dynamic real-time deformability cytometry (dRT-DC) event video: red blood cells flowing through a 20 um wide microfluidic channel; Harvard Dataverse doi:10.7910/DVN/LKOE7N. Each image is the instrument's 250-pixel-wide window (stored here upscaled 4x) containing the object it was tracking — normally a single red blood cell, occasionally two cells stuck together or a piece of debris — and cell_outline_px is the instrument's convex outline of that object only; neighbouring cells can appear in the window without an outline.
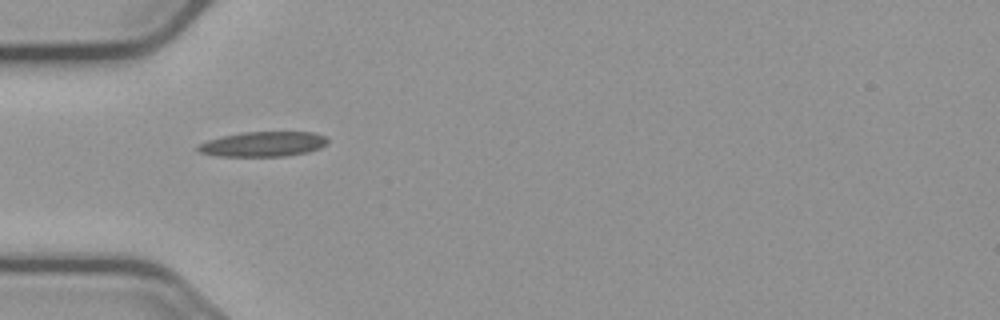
{"species": "common noctule bat (a hibernating species)", "species_latin": "Nyctalus noctula", "temperature_condition": "cold", "stored_images_in_passage": 34, "camera_frame_rate_fps": 3000, "um_per_image_px": 0.085, "animal": {"sex": "male", "body_mass_g": 23.1, "forearm_length_mm": 52.7}, "frame": {"image": 1, "passage_image": 1, "time_ms": 0.0, "image_size_px": [1000, 320], "cell_outline_px": [[328, 144], [320, 148], [308, 152], [284, 156], [220, 156], [200, 152], [196, 148], [200, 144], [208, 140], [240, 132], [316, 132], [324, 136], [328, 140]], "centroid_in_image_um": [22.42, 12.24], "position_along_channel_um": 62.6, "area_um2": 18.79}}
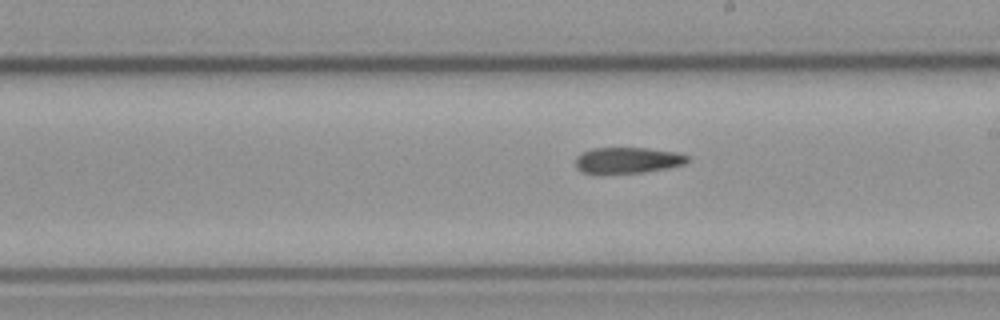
{"frame": {"image": 2, "passage_image": 15, "time_ms": 4.667, "image_size_px": [1000, 320], "cell_outline_px": [[688, 160], [684, 164], [668, 168], [644, 172], [600, 176], [596, 176], [580, 172], [576, 168], [576, 156], [580, 152], [592, 148], [644, 148], [676, 152], [688, 156]], "centroid_in_image_um": [53.23, 13.67], "position_along_channel_um": 235.8, "area_um2": 17.69}}
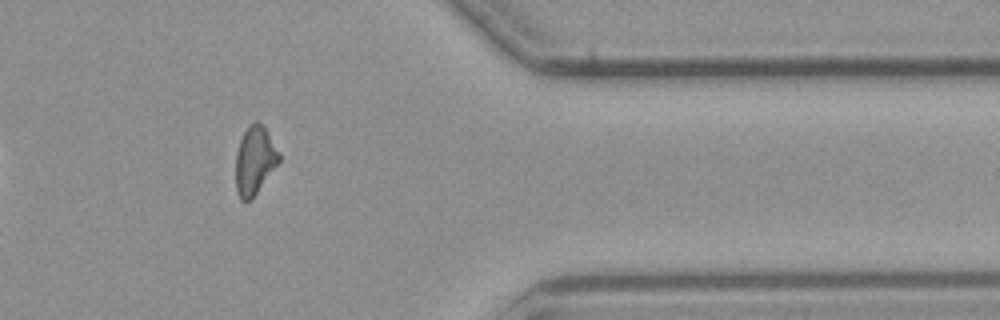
{"frame": {"image": 3, "passage_image": 29, "time_ms": 9.333, "image_size_px": [1000, 320], "cell_outline_px": [[280, 160], [252, 200], [240, 200], [236, 192], [236, 152], [240, 140], [244, 132], [256, 120], [264, 128], [280, 152]], "centroid_in_image_um": [21.64, 13.68], "position_along_channel_um": 389.8, "area_um2": 16.99}, "authors_computed_cell_mechanics": {"area_um2": 18.0336, "velocity_mm_per_s": 3.7304, "shape_relaxation_time_tau1_ms": null, "shape_relaxation_time_tau2_ms": 11.1617, "deformation_change_tau1": null, "deformation_change_tau2": 0.2385}}